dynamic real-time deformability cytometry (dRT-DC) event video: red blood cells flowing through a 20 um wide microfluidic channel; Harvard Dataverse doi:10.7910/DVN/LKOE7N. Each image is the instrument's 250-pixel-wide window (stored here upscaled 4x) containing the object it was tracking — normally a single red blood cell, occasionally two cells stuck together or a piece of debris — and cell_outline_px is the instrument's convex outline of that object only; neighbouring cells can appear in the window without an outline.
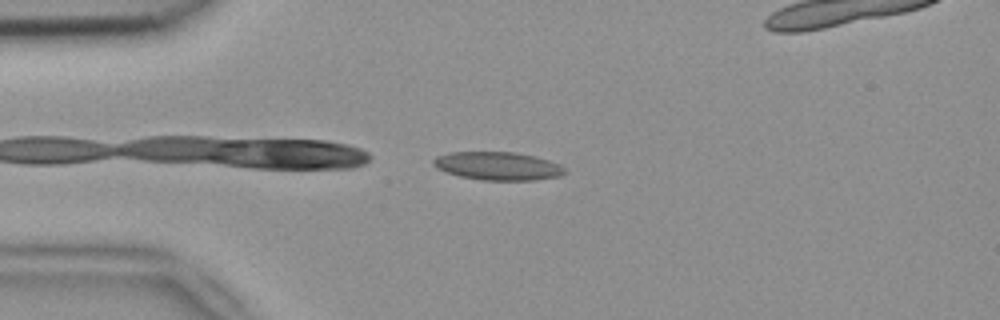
{"species": "common noctule bat (a hibernating species)", "species_latin": "Nyctalus noctula", "temperature_condition": "room temperature", "stored_images_in_passage": 36, "camera_frame_rate_fps": 3000, "um_per_image_px": 0.085, "animal": {"sex": "female", "body_mass_g": 18.4}, "frame": {"image": 1, "passage_image": 1, "time_ms": 0.0, "image_size_px": [1000, 320], "cell_outline_px": [[568, 172], [560, 176], [536, 180], [484, 180], [460, 176], [436, 168], [432, 164], [432, 160], [436, 156], [448, 152], [516, 152], [536, 156], [548, 160], [564, 168]], "centroid_in_image_um": [42.3, 14.1], "position_along_channel_um": 42.7, "area_um2": 21.62}}
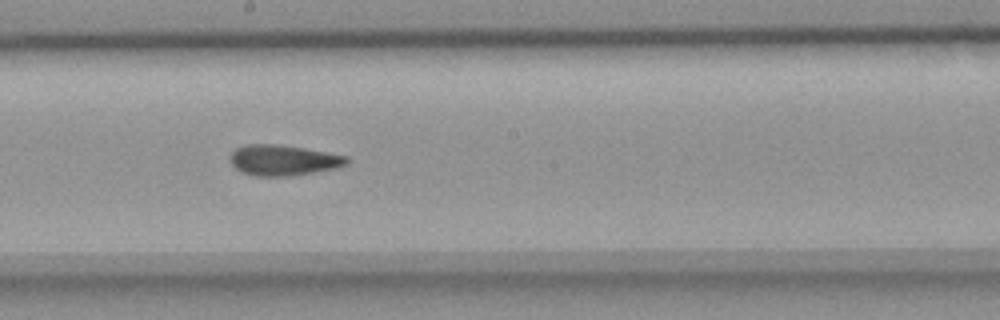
{"frame": {"image": 2, "passage_image": 17, "time_ms": 5.333, "image_size_px": [1000, 320], "cell_outline_px": [[348, 164], [336, 168], [288, 176], [256, 176], [244, 172], [236, 168], [228, 160], [228, 156], [236, 148], [244, 144], [276, 144], [304, 148], [348, 156]], "centroid_in_image_um": [24.05, 13.6], "position_along_channel_um": 224.2, "area_um2": 20.75}}
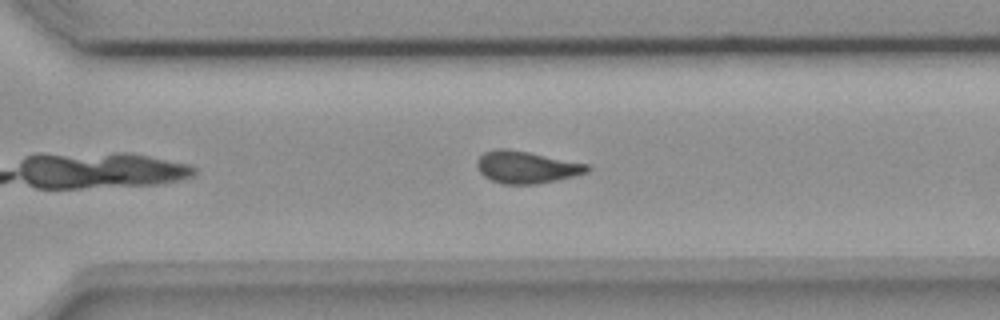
{"frame": {"image": 3, "passage_image": 25, "time_ms": 8.0, "image_size_px": [1000, 320], "cell_outline_px": [[592, 168], [588, 172], [556, 180], [536, 184], [504, 184], [492, 180], [484, 176], [480, 172], [476, 164], [476, 160], [484, 152], [500, 148], [508, 148], [588, 164]], "centroid_in_image_um": [44.73, 14.2], "position_along_channel_um": 325.9, "area_um2": 20.52}, "authors_computed_cell_mechanics": {"area_um2": 20.23, "velocity_mm_per_s": 3.8103, "shape_relaxation_time_tau1_ms": null, "shape_relaxation_time_tau2_ms": 2.41, "deformation_change_tau1": null, "deformation_change_tau2": 0.0983}}